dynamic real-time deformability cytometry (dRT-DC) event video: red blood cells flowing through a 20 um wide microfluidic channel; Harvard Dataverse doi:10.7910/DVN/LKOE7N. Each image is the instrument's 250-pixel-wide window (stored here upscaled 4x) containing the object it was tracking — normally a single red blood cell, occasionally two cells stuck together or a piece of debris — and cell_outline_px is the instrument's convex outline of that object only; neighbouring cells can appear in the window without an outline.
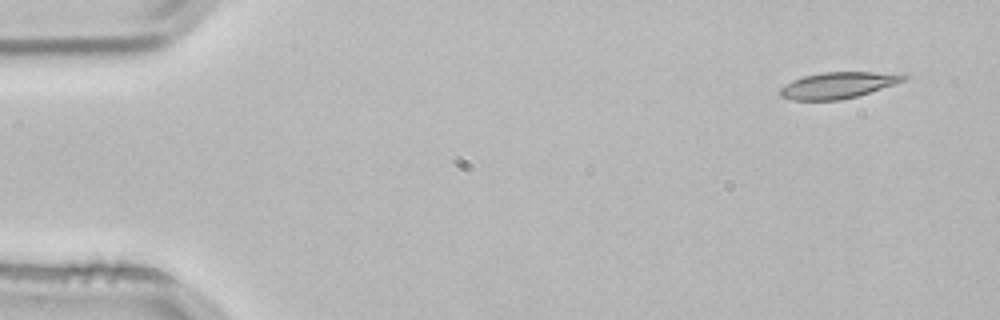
{"species": "common noctule bat (a hibernating species)", "species_latin": "Nyctalus noctula", "temperature_condition": "room temperature", "stored_images_in_passage": 3, "camera_frame_rate_fps": 3000, "um_per_image_px": 0.085, "animal": {"sex": "male", "body_mass_g": 21.5, "forearm_length_mm": 52.0}, "frame": {"image": 1, "passage_image": 1, "time_ms": 0.0, "image_size_px": [1000, 320], "cell_outline_px": [[908, 76], [904, 80], [896, 84], [856, 96], [840, 100], [792, 100], [780, 96], [780, 88], [792, 80], [804, 76], [824, 72], [904, 72]], "centroid_in_image_um": [71.29, 7.23], "position_along_channel_um": 13.7, "area_um2": 19.02}}
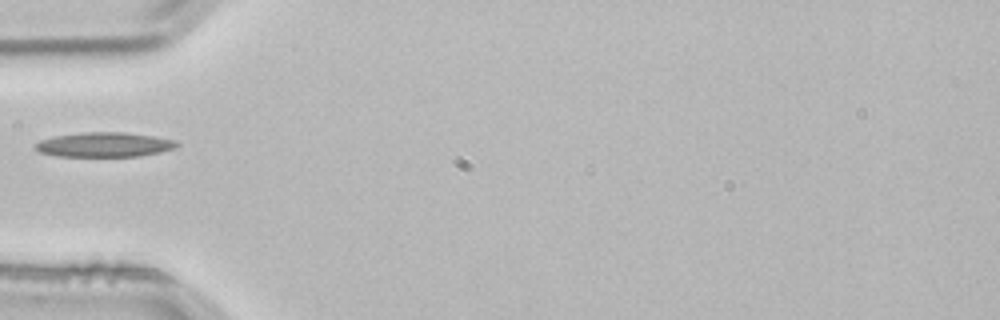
{"frame": {"image": 2, "passage_image": 3, "time_ms": 0.667, "image_size_px": [1000, 320], "cell_outline_px": [[180, 144], [176, 148], [160, 152], [140, 156], [56, 156], [40, 152], [32, 144], [40, 140], [56, 136], [84, 132], [124, 132], [152, 136], [176, 140]], "centroid_in_image_um": [8.88, 12.29], "position_along_channel_um": 76.1, "area_um2": 20.29}}